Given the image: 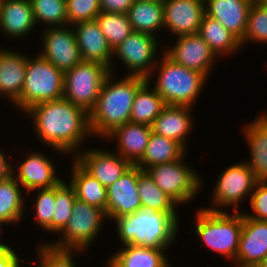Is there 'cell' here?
Here are the masks:
<instances>
[{
    "label": "cell",
    "instance_id": "cell-35",
    "mask_svg": "<svg viewBox=\"0 0 267 267\" xmlns=\"http://www.w3.org/2000/svg\"><path fill=\"white\" fill-rule=\"evenodd\" d=\"M34 20L41 27H63L68 25L66 0H30Z\"/></svg>",
    "mask_w": 267,
    "mask_h": 267
},
{
    "label": "cell",
    "instance_id": "cell-24",
    "mask_svg": "<svg viewBox=\"0 0 267 267\" xmlns=\"http://www.w3.org/2000/svg\"><path fill=\"white\" fill-rule=\"evenodd\" d=\"M83 61L97 62L106 66L110 71L113 50L109 46L96 21H82L71 25Z\"/></svg>",
    "mask_w": 267,
    "mask_h": 267
},
{
    "label": "cell",
    "instance_id": "cell-10",
    "mask_svg": "<svg viewBox=\"0 0 267 267\" xmlns=\"http://www.w3.org/2000/svg\"><path fill=\"white\" fill-rule=\"evenodd\" d=\"M158 39L151 34L133 31L113 50L110 72L117 74L114 68L121 63L125 75L147 78L157 64L159 52L164 51V44Z\"/></svg>",
    "mask_w": 267,
    "mask_h": 267
},
{
    "label": "cell",
    "instance_id": "cell-25",
    "mask_svg": "<svg viewBox=\"0 0 267 267\" xmlns=\"http://www.w3.org/2000/svg\"><path fill=\"white\" fill-rule=\"evenodd\" d=\"M251 5L250 0H205V14L220 22L241 41Z\"/></svg>",
    "mask_w": 267,
    "mask_h": 267
},
{
    "label": "cell",
    "instance_id": "cell-1",
    "mask_svg": "<svg viewBox=\"0 0 267 267\" xmlns=\"http://www.w3.org/2000/svg\"><path fill=\"white\" fill-rule=\"evenodd\" d=\"M22 116L29 117L41 146L53 150L54 156L58 153L57 157L73 158L93 138L89 113L63 97L35 104Z\"/></svg>",
    "mask_w": 267,
    "mask_h": 267
},
{
    "label": "cell",
    "instance_id": "cell-13",
    "mask_svg": "<svg viewBox=\"0 0 267 267\" xmlns=\"http://www.w3.org/2000/svg\"><path fill=\"white\" fill-rule=\"evenodd\" d=\"M40 51L41 56L52 63L63 73L81 63L82 57L73 28L70 25L63 27H48L41 29Z\"/></svg>",
    "mask_w": 267,
    "mask_h": 267
},
{
    "label": "cell",
    "instance_id": "cell-21",
    "mask_svg": "<svg viewBox=\"0 0 267 267\" xmlns=\"http://www.w3.org/2000/svg\"><path fill=\"white\" fill-rule=\"evenodd\" d=\"M35 28L37 25L30 0H0L1 36L15 42L22 41L28 36L32 37L31 33L38 30Z\"/></svg>",
    "mask_w": 267,
    "mask_h": 267
},
{
    "label": "cell",
    "instance_id": "cell-19",
    "mask_svg": "<svg viewBox=\"0 0 267 267\" xmlns=\"http://www.w3.org/2000/svg\"><path fill=\"white\" fill-rule=\"evenodd\" d=\"M267 256V220H256L243 213V225L236 258L237 267H257Z\"/></svg>",
    "mask_w": 267,
    "mask_h": 267
},
{
    "label": "cell",
    "instance_id": "cell-3",
    "mask_svg": "<svg viewBox=\"0 0 267 267\" xmlns=\"http://www.w3.org/2000/svg\"><path fill=\"white\" fill-rule=\"evenodd\" d=\"M178 213H165L154 210L139 209L133 214L113 218L117 240L120 245L132 244L147 248H165L170 252L171 246L181 230Z\"/></svg>",
    "mask_w": 267,
    "mask_h": 267
},
{
    "label": "cell",
    "instance_id": "cell-40",
    "mask_svg": "<svg viewBox=\"0 0 267 267\" xmlns=\"http://www.w3.org/2000/svg\"><path fill=\"white\" fill-rule=\"evenodd\" d=\"M68 25L94 20L101 12L100 0H66Z\"/></svg>",
    "mask_w": 267,
    "mask_h": 267
},
{
    "label": "cell",
    "instance_id": "cell-44",
    "mask_svg": "<svg viewBox=\"0 0 267 267\" xmlns=\"http://www.w3.org/2000/svg\"><path fill=\"white\" fill-rule=\"evenodd\" d=\"M6 149H2L0 145V181L5 180L8 176L11 175V158L8 155L9 152L5 151Z\"/></svg>",
    "mask_w": 267,
    "mask_h": 267
},
{
    "label": "cell",
    "instance_id": "cell-41",
    "mask_svg": "<svg viewBox=\"0 0 267 267\" xmlns=\"http://www.w3.org/2000/svg\"><path fill=\"white\" fill-rule=\"evenodd\" d=\"M249 210L242 211L247 217L256 220H267V181H258L251 194Z\"/></svg>",
    "mask_w": 267,
    "mask_h": 267
},
{
    "label": "cell",
    "instance_id": "cell-8",
    "mask_svg": "<svg viewBox=\"0 0 267 267\" xmlns=\"http://www.w3.org/2000/svg\"><path fill=\"white\" fill-rule=\"evenodd\" d=\"M221 172L211 189V204L202 207L211 211H243L239 206L250 200L258 182L254 172L243 160L226 166Z\"/></svg>",
    "mask_w": 267,
    "mask_h": 267
},
{
    "label": "cell",
    "instance_id": "cell-15",
    "mask_svg": "<svg viewBox=\"0 0 267 267\" xmlns=\"http://www.w3.org/2000/svg\"><path fill=\"white\" fill-rule=\"evenodd\" d=\"M73 158L105 188L120 178L132 164L112 149L87 147Z\"/></svg>",
    "mask_w": 267,
    "mask_h": 267
},
{
    "label": "cell",
    "instance_id": "cell-37",
    "mask_svg": "<svg viewBox=\"0 0 267 267\" xmlns=\"http://www.w3.org/2000/svg\"><path fill=\"white\" fill-rule=\"evenodd\" d=\"M95 19L112 50L133 32L127 14L100 12Z\"/></svg>",
    "mask_w": 267,
    "mask_h": 267
},
{
    "label": "cell",
    "instance_id": "cell-48",
    "mask_svg": "<svg viewBox=\"0 0 267 267\" xmlns=\"http://www.w3.org/2000/svg\"><path fill=\"white\" fill-rule=\"evenodd\" d=\"M262 6H264L265 8H267V0H259L258 1Z\"/></svg>",
    "mask_w": 267,
    "mask_h": 267
},
{
    "label": "cell",
    "instance_id": "cell-2",
    "mask_svg": "<svg viewBox=\"0 0 267 267\" xmlns=\"http://www.w3.org/2000/svg\"><path fill=\"white\" fill-rule=\"evenodd\" d=\"M110 72L105 78L96 105L89 112L93 139L103 140L115 128L130 122L133 100L138 88L146 81L140 76Z\"/></svg>",
    "mask_w": 267,
    "mask_h": 267
},
{
    "label": "cell",
    "instance_id": "cell-39",
    "mask_svg": "<svg viewBox=\"0 0 267 267\" xmlns=\"http://www.w3.org/2000/svg\"><path fill=\"white\" fill-rule=\"evenodd\" d=\"M242 49L248 44L267 45V8L259 2L250 6L244 38L240 41ZM251 43V44H250Z\"/></svg>",
    "mask_w": 267,
    "mask_h": 267
},
{
    "label": "cell",
    "instance_id": "cell-33",
    "mask_svg": "<svg viewBox=\"0 0 267 267\" xmlns=\"http://www.w3.org/2000/svg\"><path fill=\"white\" fill-rule=\"evenodd\" d=\"M165 106L163 98L146 80L135 94L130 122L152 126Z\"/></svg>",
    "mask_w": 267,
    "mask_h": 267
},
{
    "label": "cell",
    "instance_id": "cell-23",
    "mask_svg": "<svg viewBox=\"0 0 267 267\" xmlns=\"http://www.w3.org/2000/svg\"><path fill=\"white\" fill-rule=\"evenodd\" d=\"M151 133L152 127L149 125L127 122L115 128L101 143H115L116 150L112 148L113 151L136 165L145 153Z\"/></svg>",
    "mask_w": 267,
    "mask_h": 267
},
{
    "label": "cell",
    "instance_id": "cell-34",
    "mask_svg": "<svg viewBox=\"0 0 267 267\" xmlns=\"http://www.w3.org/2000/svg\"><path fill=\"white\" fill-rule=\"evenodd\" d=\"M27 195L31 200H33L32 196L34 195L35 199L31 201V206L26 205V208L30 207L28 209V212H26V215L27 213L33 214V219H35L34 221L37 228H39V230H42V232H46L52 235V219L55 205V186L51 188L35 189L28 192ZM29 210L32 211L29 213Z\"/></svg>",
    "mask_w": 267,
    "mask_h": 267
},
{
    "label": "cell",
    "instance_id": "cell-14",
    "mask_svg": "<svg viewBox=\"0 0 267 267\" xmlns=\"http://www.w3.org/2000/svg\"><path fill=\"white\" fill-rule=\"evenodd\" d=\"M173 40V43L168 41L169 45L164 43L163 52L175 63L198 71L209 79L213 66L216 69V65L219 63V58L203 38L195 33L175 37Z\"/></svg>",
    "mask_w": 267,
    "mask_h": 267
},
{
    "label": "cell",
    "instance_id": "cell-36",
    "mask_svg": "<svg viewBox=\"0 0 267 267\" xmlns=\"http://www.w3.org/2000/svg\"><path fill=\"white\" fill-rule=\"evenodd\" d=\"M34 247L35 262L28 260V264L36 263L34 267H77L75 257L87 252L82 250L59 249L49 243H38Z\"/></svg>",
    "mask_w": 267,
    "mask_h": 267
},
{
    "label": "cell",
    "instance_id": "cell-31",
    "mask_svg": "<svg viewBox=\"0 0 267 267\" xmlns=\"http://www.w3.org/2000/svg\"><path fill=\"white\" fill-rule=\"evenodd\" d=\"M187 152L180 143L152 131L145 153L136 166L146 170L153 165L176 161Z\"/></svg>",
    "mask_w": 267,
    "mask_h": 267
},
{
    "label": "cell",
    "instance_id": "cell-51",
    "mask_svg": "<svg viewBox=\"0 0 267 267\" xmlns=\"http://www.w3.org/2000/svg\"><path fill=\"white\" fill-rule=\"evenodd\" d=\"M252 3H254V2H258L259 0H250Z\"/></svg>",
    "mask_w": 267,
    "mask_h": 267
},
{
    "label": "cell",
    "instance_id": "cell-43",
    "mask_svg": "<svg viewBox=\"0 0 267 267\" xmlns=\"http://www.w3.org/2000/svg\"><path fill=\"white\" fill-rule=\"evenodd\" d=\"M135 0H100L101 12L127 14Z\"/></svg>",
    "mask_w": 267,
    "mask_h": 267
},
{
    "label": "cell",
    "instance_id": "cell-27",
    "mask_svg": "<svg viewBox=\"0 0 267 267\" xmlns=\"http://www.w3.org/2000/svg\"><path fill=\"white\" fill-rule=\"evenodd\" d=\"M26 196L27 193L12 175L0 181V221L10 227L12 225V228L16 224L21 227L26 217V201L29 200Z\"/></svg>",
    "mask_w": 267,
    "mask_h": 267
},
{
    "label": "cell",
    "instance_id": "cell-50",
    "mask_svg": "<svg viewBox=\"0 0 267 267\" xmlns=\"http://www.w3.org/2000/svg\"><path fill=\"white\" fill-rule=\"evenodd\" d=\"M107 263V264H106ZM106 265V266H105ZM105 265H103L104 267H112L106 260H105Z\"/></svg>",
    "mask_w": 267,
    "mask_h": 267
},
{
    "label": "cell",
    "instance_id": "cell-30",
    "mask_svg": "<svg viewBox=\"0 0 267 267\" xmlns=\"http://www.w3.org/2000/svg\"><path fill=\"white\" fill-rule=\"evenodd\" d=\"M164 1L150 2L135 0L127 15L133 31L155 37L164 29Z\"/></svg>",
    "mask_w": 267,
    "mask_h": 267
},
{
    "label": "cell",
    "instance_id": "cell-12",
    "mask_svg": "<svg viewBox=\"0 0 267 267\" xmlns=\"http://www.w3.org/2000/svg\"><path fill=\"white\" fill-rule=\"evenodd\" d=\"M32 150V151H31ZM26 151L23 159L11 161V175L23 187L26 193L35 189L51 188L59 184L64 177H60L54 163V156L45 154L33 147ZM53 159V160H52ZM56 164V165H55ZM59 175V176H58Z\"/></svg>",
    "mask_w": 267,
    "mask_h": 267
},
{
    "label": "cell",
    "instance_id": "cell-6",
    "mask_svg": "<svg viewBox=\"0 0 267 267\" xmlns=\"http://www.w3.org/2000/svg\"><path fill=\"white\" fill-rule=\"evenodd\" d=\"M105 223L109 222L102 209L76 199L70 219L58 236H55L57 239H51L49 242L48 239H43L38 243H49L52 247L59 249L88 252L87 250L95 245L99 235L103 233Z\"/></svg>",
    "mask_w": 267,
    "mask_h": 267
},
{
    "label": "cell",
    "instance_id": "cell-11",
    "mask_svg": "<svg viewBox=\"0 0 267 267\" xmlns=\"http://www.w3.org/2000/svg\"><path fill=\"white\" fill-rule=\"evenodd\" d=\"M109 73V69L100 63L82 61L64 73L63 98L89 113L96 105Z\"/></svg>",
    "mask_w": 267,
    "mask_h": 267
},
{
    "label": "cell",
    "instance_id": "cell-28",
    "mask_svg": "<svg viewBox=\"0 0 267 267\" xmlns=\"http://www.w3.org/2000/svg\"><path fill=\"white\" fill-rule=\"evenodd\" d=\"M69 184L74 188L78 200L96 206L106 212L107 188L89 174L74 158H70Z\"/></svg>",
    "mask_w": 267,
    "mask_h": 267
},
{
    "label": "cell",
    "instance_id": "cell-4",
    "mask_svg": "<svg viewBox=\"0 0 267 267\" xmlns=\"http://www.w3.org/2000/svg\"><path fill=\"white\" fill-rule=\"evenodd\" d=\"M160 54L157 64L146 78L147 82L166 105L197 107V100L204 93L209 79L198 71L175 63L164 52Z\"/></svg>",
    "mask_w": 267,
    "mask_h": 267
},
{
    "label": "cell",
    "instance_id": "cell-17",
    "mask_svg": "<svg viewBox=\"0 0 267 267\" xmlns=\"http://www.w3.org/2000/svg\"><path fill=\"white\" fill-rule=\"evenodd\" d=\"M204 14V0H164V30L161 33L170 32L173 38L198 33Z\"/></svg>",
    "mask_w": 267,
    "mask_h": 267
},
{
    "label": "cell",
    "instance_id": "cell-16",
    "mask_svg": "<svg viewBox=\"0 0 267 267\" xmlns=\"http://www.w3.org/2000/svg\"><path fill=\"white\" fill-rule=\"evenodd\" d=\"M24 52V53H23ZM0 46V100L8 101L20 113V94L25 81L28 53ZM2 98V99H1ZM13 105V106H12Z\"/></svg>",
    "mask_w": 267,
    "mask_h": 267
},
{
    "label": "cell",
    "instance_id": "cell-46",
    "mask_svg": "<svg viewBox=\"0 0 267 267\" xmlns=\"http://www.w3.org/2000/svg\"><path fill=\"white\" fill-rule=\"evenodd\" d=\"M171 260H170V257L162 264L160 265L159 267H173V265L171 264ZM175 267V266H174Z\"/></svg>",
    "mask_w": 267,
    "mask_h": 267
},
{
    "label": "cell",
    "instance_id": "cell-29",
    "mask_svg": "<svg viewBox=\"0 0 267 267\" xmlns=\"http://www.w3.org/2000/svg\"><path fill=\"white\" fill-rule=\"evenodd\" d=\"M198 34L219 59L236 56L242 49L240 40L233 33L206 14L202 18Z\"/></svg>",
    "mask_w": 267,
    "mask_h": 267
},
{
    "label": "cell",
    "instance_id": "cell-32",
    "mask_svg": "<svg viewBox=\"0 0 267 267\" xmlns=\"http://www.w3.org/2000/svg\"><path fill=\"white\" fill-rule=\"evenodd\" d=\"M137 185L143 209L179 213L177 210L181 207L153 182L146 170H142L138 166Z\"/></svg>",
    "mask_w": 267,
    "mask_h": 267
},
{
    "label": "cell",
    "instance_id": "cell-45",
    "mask_svg": "<svg viewBox=\"0 0 267 267\" xmlns=\"http://www.w3.org/2000/svg\"><path fill=\"white\" fill-rule=\"evenodd\" d=\"M6 226H8L7 224H5L4 222H2V221H0V236L3 234V232H4V228L6 227ZM8 242H4L3 240H1V238H0V250H2V249H5V248H12V244H13V242L11 243H8ZM11 244V245H10Z\"/></svg>",
    "mask_w": 267,
    "mask_h": 267
},
{
    "label": "cell",
    "instance_id": "cell-7",
    "mask_svg": "<svg viewBox=\"0 0 267 267\" xmlns=\"http://www.w3.org/2000/svg\"><path fill=\"white\" fill-rule=\"evenodd\" d=\"M29 54L24 85L20 94L22 115L35 104L63 97L64 73L39 53Z\"/></svg>",
    "mask_w": 267,
    "mask_h": 267
},
{
    "label": "cell",
    "instance_id": "cell-18",
    "mask_svg": "<svg viewBox=\"0 0 267 267\" xmlns=\"http://www.w3.org/2000/svg\"><path fill=\"white\" fill-rule=\"evenodd\" d=\"M141 200L137 185V166L132 165L120 178L107 187L106 218L133 214L141 209Z\"/></svg>",
    "mask_w": 267,
    "mask_h": 267
},
{
    "label": "cell",
    "instance_id": "cell-20",
    "mask_svg": "<svg viewBox=\"0 0 267 267\" xmlns=\"http://www.w3.org/2000/svg\"><path fill=\"white\" fill-rule=\"evenodd\" d=\"M241 125L240 132L250 154L244 161L258 181H267V109Z\"/></svg>",
    "mask_w": 267,
    "mask_h": 267
},
{
    "label": "cell",
    "instance_id": "cell-5",
    "mask_svg": "<svg viewBox=\"0 0 267 267\" xmlns=\"http://www.w3.org/2000/svg\"><path fill=\"white\" fill-rule=\"evenodd\" d=\"M191 233L208 251L233 263L238 251L243 225V212L211 211L200 207L195 211Z\"/></svg>",
    "mask_w": 267,
    "mask_h": 267
},
{
    "label": "cell",
    "instance_id": "cell-49",
    "mask_svg": "<svg viewBox=\"0 0 267 267\" xmlns=\"http://www.w3.org/2000/svg\"><path fill=\"white\" fill-rule=\"evenodd\" d=\"M143 1L160 2V1H164V0H143Z\"/></svg>",
    "mask_w": 267,
    "mask_h": 267
},
{
    "label": "cell",
    "instance_id": "cell-26",
    "mask_svg": "<svg viewBox=\"0 0 267 267\" xmlns=\"http://www.w3.org/2000/svg\"><path fill=\"white\" fill-rule=\"evenodd\" d=\"M166 251L165 248L126 244L117 246L105 260L112 267H159L169 258V252Z\"/></svg>",
    "mask_w": 267,
    "mask_h": 267
},
{
    "label": "cell",
    "instance_id": "cell-42",
    "mask_svg": "<svg viewBox=\"0 0 267 267\" xmlns=\"http://www.w3.org/2000/svg\"><path fill=\"white\" fill-rule=\"evenodd\" d=\"M15 247L0 250V267H23L28 260L19 255ZM25 259V260H24Z\"/></svg>",
    "mask_w": 267,
    "mask_h": 267
},
{
    "label": "cell",
    "instance_id": "cell-9",
    "mask_svg": "<svg viewBox=\"0 0 267 267\" xmlns=\"http://www.w3.org/2000/svg\"><path fill=\"white\" fill-rule=\"evenodd\" d=\"M186 155H189L188 152L176 161L153 165L146 169L153 182L180 207L193 203L201 189L203 192L205 183L203 175L201 176L195 167H191V164L186 163Z\"/></svg>",
    "mask_w": 267,
    "mask_h": 267
},
{
    "label": "cell",
    "instance_id": "cell-38",
    "mask_svg": "<svg viewBox=\"0 0 267 267\" xmlns=\"http://www.w3.org/2000/svg\"><path fill=\"white\" fill-rule=\"evenodd\" d=\"M76 199L75 190L69 184L67 178H64L55 186V205L52 219L53 236H57L67 225Z\"/></svg>",
    "mask_w": 267,
    "mask_h": 267
},
{
    "label": "cell",
    "instance_id": "cell-47",
    "mask_svg": "<svg viewBox=\"0 0 267 267\" xmlns=\"http://www.w3.org/2000/svg\"><path fill=\"white\" fill-rule=\"evenodd\" d=\"M257 267H267V256L263 259V261Z\"/></svg>",
    "mask_w": 267,
    "mask_h": 267
},
{
    "label": "cell",
    "instance_id": "cell-22",
    "mask_svg": "<svg viewBox=\"0 0 267 267\" xmlns=\"http://www.w3.org/2000/svg\"><path fill=\"white\" fill-rule=\"evenodd\" d=\"M194 109L196 108L189 106L166 105L154 120L152 131L175 140L189 151L188 139L196 127Z\"/></svg>",
    "mask_w": 267,
    "mask_h": 267
}]
</instances>
